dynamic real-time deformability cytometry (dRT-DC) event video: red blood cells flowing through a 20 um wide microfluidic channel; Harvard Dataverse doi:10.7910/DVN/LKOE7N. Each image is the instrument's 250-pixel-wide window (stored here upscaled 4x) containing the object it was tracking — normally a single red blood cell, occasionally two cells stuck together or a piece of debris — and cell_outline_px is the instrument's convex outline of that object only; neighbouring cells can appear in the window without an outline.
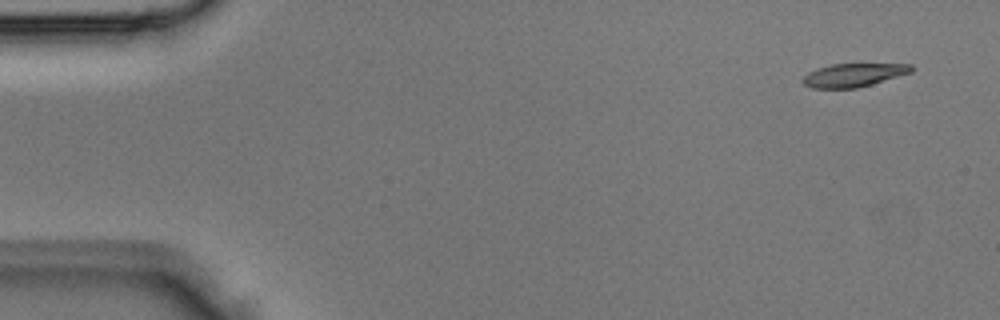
{"species": "Egyptian fruit bat (a non-hibernating species)", "species_latin": "Rousettus aegyptiacus", "temperature_condition": "room temperature", "stored_images_in_passage": 4, "segment_of_instrument_passage": [1, 2], "camera_frame_rate_fps": 3000, "um_per_image_px": 0.085, "animal": {"sex": "male"}, "frame": {"image": 1, "passage_image": 1, "time_ms": 0.0, "image_size_px": [1000, 320], "cell_outline_px": [[912, 72], [872, 84], [856, 88], [812, 88], [804, 84], [800, 80], [808, 72], [816, 68], [832, 64], [912, 64]], "centroid_in_image_um": [72.51, 6.38], "position_along_channel_um": 12.5, "area_um2": 14.74}}